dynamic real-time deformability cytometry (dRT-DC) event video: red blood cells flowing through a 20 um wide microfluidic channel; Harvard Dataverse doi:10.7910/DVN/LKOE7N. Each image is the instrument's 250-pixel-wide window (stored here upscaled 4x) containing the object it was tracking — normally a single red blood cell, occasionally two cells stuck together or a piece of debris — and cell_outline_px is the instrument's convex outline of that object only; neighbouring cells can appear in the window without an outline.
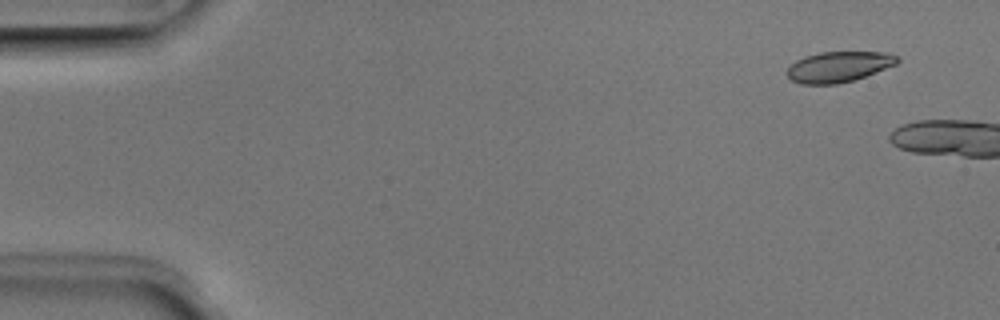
{"species": "Egyptian fruit bat (a non-hibernating species)", "species_latin": "Rousettus aegyptiacus", "temperature_condition": "room temperature", "stored_images_in_passage": 3, "camera_frame_rate_fps": 3000, "um_per_image_px": 0.085, "animal": {"sex": "male"}, "frame": {"image": 1, "passage_image": 1, "time_ms": 0.0, "image_size_px": [1000, 320], "cell_outline_px": [[900, 60], [896, 64], [876, 72], [852, 80], [836, 84], [800, 84], [792, 80], [784, 72], [796, 60], [804, 56], [820, 52], [888, 52], [896, 56]], "centroid_in_image_um": [71.26, 5.67], "position_along_channel_um": 13.7, "area_um2": 19.59}}